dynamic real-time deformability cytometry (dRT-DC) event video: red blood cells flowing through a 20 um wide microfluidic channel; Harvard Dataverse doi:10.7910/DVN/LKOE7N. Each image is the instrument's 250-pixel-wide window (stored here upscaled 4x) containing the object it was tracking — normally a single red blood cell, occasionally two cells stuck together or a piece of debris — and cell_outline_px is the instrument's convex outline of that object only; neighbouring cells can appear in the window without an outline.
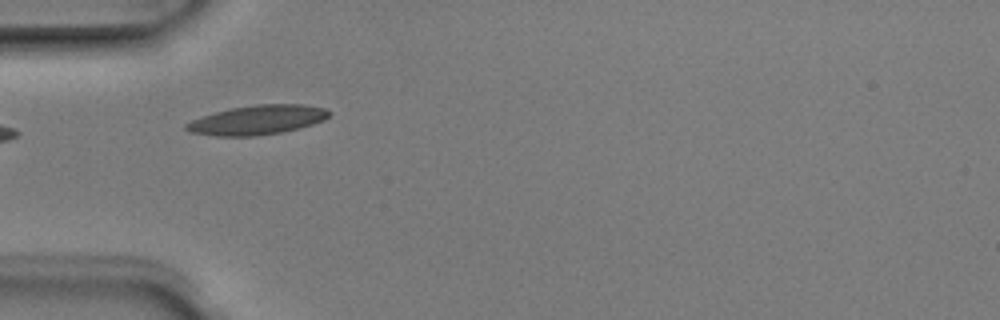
{"species": "Egyptian fruit bat (a non-hibernating species)", "species_latin": "Rousettus aegyptiacus", "temperature_condition": "room temperature", "stored_images_in_passage": 5, "camera_frame_rate_fps": 3000, "um_per_image_px": 0.085, "animal": {"sex": "male"}, "frame": {"image": 1, "passage_image": 2, "time_ms": 0.333, "image_size_px": [1000, 320], "cell_outline_px": [[332, 112], [324, 120], [300, 128], [280, 132], [256, 136], [216, 136], [188, 132], [184, 128], [184, 124], [192, 120], [216, 112], [232, 108], [260, 104], [304, 104], [328, 108]], "centroid_in_image_um": [21.9, 10.19], "position_along_channel_um": 63.1, "area_um2": 24.45}}
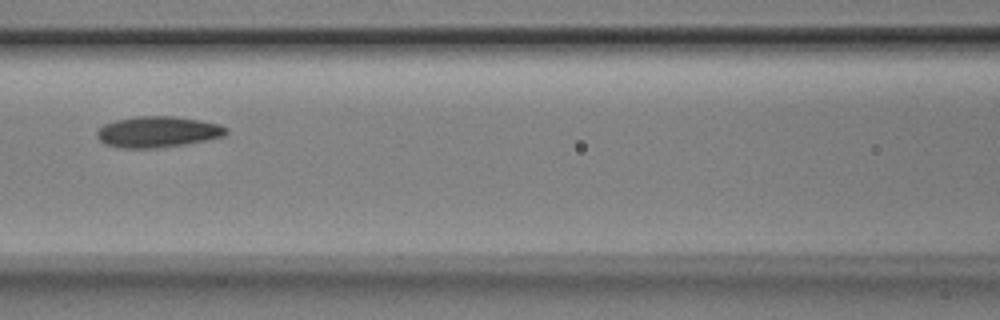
{"frame": {"image": 2, "passage_image": 4, "time_ms": 1.0, "image_size_px": [1000, 320], "cell_outline_px": [[228, 132], [224, 136], [184, 144], [156, 148], [120, 148], [104, 144], [96, 136], [96, 132], [104, 124], [116, 120], [136, 116], [176, 116], [220, 124], [228, 128]], "centroid_in_image_um": [13.39, 11.2], "position_along_channel_um": 153.2, "area_um2": 23.35}}
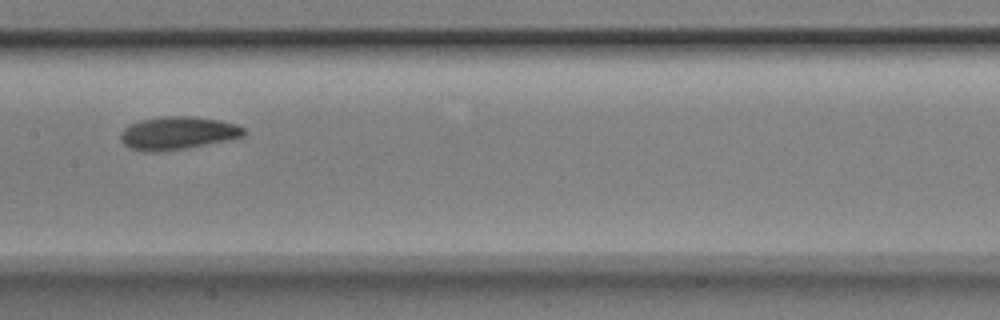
{"frame": {"image": 3, "passage_image": 5, "time_ms": 1.333, "image_size_px": [1000, 320], "cell_outline_px": [[244, 136], [232, 140], [188, 148], [164, 152], [144, 152], [132, 148], [124, 144], [120, 140], [120, 132], [128, 124], [140, 120], [160, 116], [192, 116], [220, 120], [236, 124], [244, 128]], "centroid_in_image_um": [15.1, 11.32], "position_along_channel_um": 192.3, "area_um2": 24.16}}